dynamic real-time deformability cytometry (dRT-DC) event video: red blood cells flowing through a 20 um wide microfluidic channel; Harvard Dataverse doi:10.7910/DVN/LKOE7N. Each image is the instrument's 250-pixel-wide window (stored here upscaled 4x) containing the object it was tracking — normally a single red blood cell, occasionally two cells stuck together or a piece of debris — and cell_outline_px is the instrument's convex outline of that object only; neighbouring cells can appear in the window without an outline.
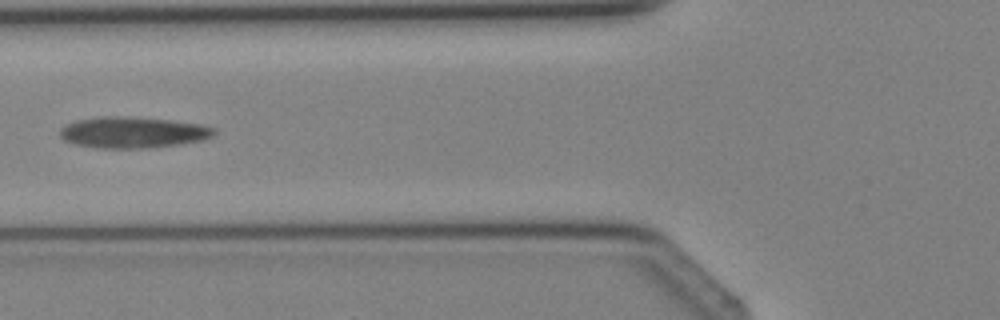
{"species": "Egyptian fruit bat (a non-hibernating species)", "species_latin": "Rousettus aegyptiacus", "temperature_condition": "cold", "stored_images_in_passage": 2, "camera_frame_rate_fps": 3000, "um_per_image_px": 0.085, "animal": {"sex": "female"}, "frame": {"image": 1, "passage_image": 2, "time_ms": 1.0, "image_size_px": [1000, 320], "cell_outline_px": [[216, 132], [212, 136], [204, 140], [180, 144], [148, 148], [96, 148], [72, 144], [64, 140], [60, 136], [60, 128], [64, 124], [76, 120], [100, 116], [128, 116], [168, 120], [200, 124], [216, 128]], "centroid_in_image_um": [11.26, 11.25], "position_along_channel_um": 114.5, "area_um2": 28.32}}